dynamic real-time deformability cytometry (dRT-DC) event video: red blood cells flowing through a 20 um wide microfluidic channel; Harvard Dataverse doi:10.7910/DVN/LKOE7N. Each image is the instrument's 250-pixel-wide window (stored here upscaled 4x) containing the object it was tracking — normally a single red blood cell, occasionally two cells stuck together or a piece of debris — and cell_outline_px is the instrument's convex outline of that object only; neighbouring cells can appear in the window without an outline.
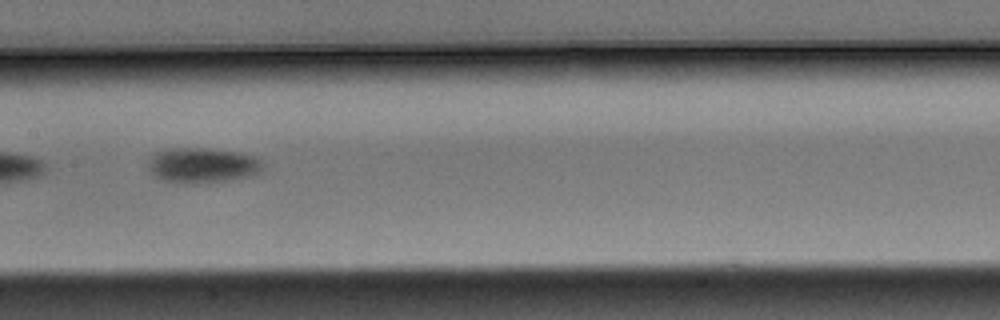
{"species": "Egyptian fruit bat (a non-hibernating species)", "species_latin": "Rousettus aegyptiacus", "temperature_condition": "warm", "stored_images_in_passage": 15, "camera_frame_rate_fps": 3000, "um_per_image_px": 0.085, "animal": {"sex": "male"}, "frame": {"image": 1, "passage_image": 7, "time_ms": 2.0, "image_size_px": [1000, 320], "cell_outline_px": [[264, 172], [248, 176], [228, 180], [204, 184], [184, 184], [164, 180], [148, 172], [148, 164], [152, 156], [156, 152], [164, 148], [208, 148], [240, 152], [256, 156], [264, 164]], "centroid_in_image_um": [17.23, 14.05], "position_along_channel_um": 190.2, "area_um2": 24.1}}
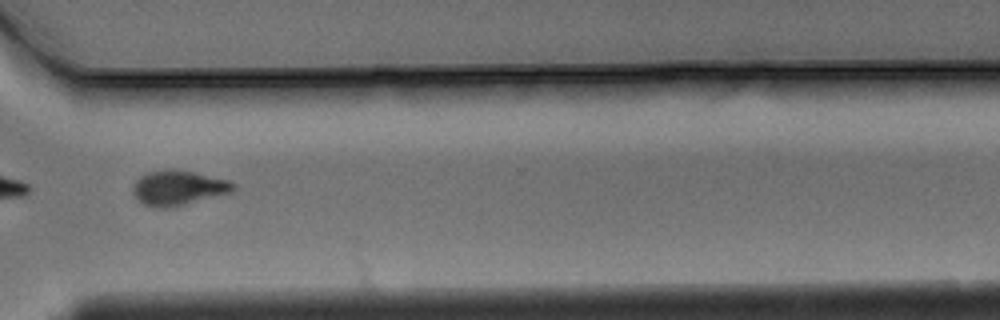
{"frame": {"image": 2, "passage_image": 11, "time_ms": 3.333, "image_size_px": [1000, 320], "cell_outline_px": [[236, 188], [232, 192], [168, 208], [156, 208], [144, 204], [136, 200], [132, 192], [132, 188], [136, 180], [140, 176], [148, 172], [192, 172], [232, 180], [236, 184]], "centroid_in_image_um": [15.17, 16.01], "position_along_channel_um": 355.4, "area_um2": 19.88}}
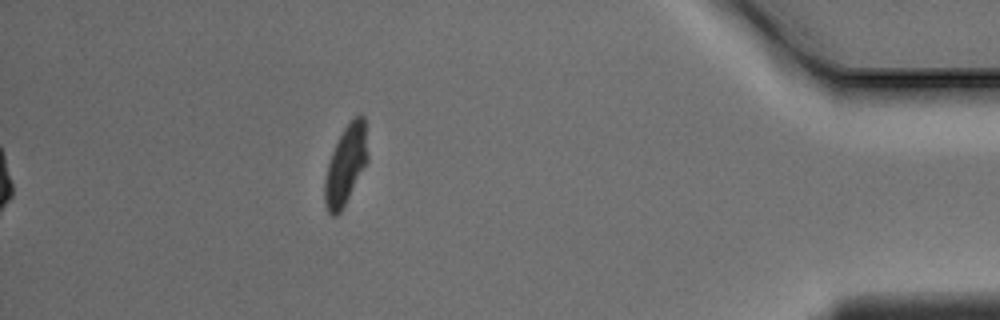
{"frame": {"image": 3, "passage_image": 15, "time_ms": 4.667, "image_size_px": [1000, 320], "cell_outline_px": [[368, 160], [340, 212], [336, 216], [332, 216], [328, 212], [324, 200], [324, 180], [328, 164], [332, 152], [344, 128], [356, 116], [364, 116], [368, 156]], "centroid_in_image_um": [29.37, 14.04], "position_along_channel_um": 405.8, "area_um2": 19.31}}